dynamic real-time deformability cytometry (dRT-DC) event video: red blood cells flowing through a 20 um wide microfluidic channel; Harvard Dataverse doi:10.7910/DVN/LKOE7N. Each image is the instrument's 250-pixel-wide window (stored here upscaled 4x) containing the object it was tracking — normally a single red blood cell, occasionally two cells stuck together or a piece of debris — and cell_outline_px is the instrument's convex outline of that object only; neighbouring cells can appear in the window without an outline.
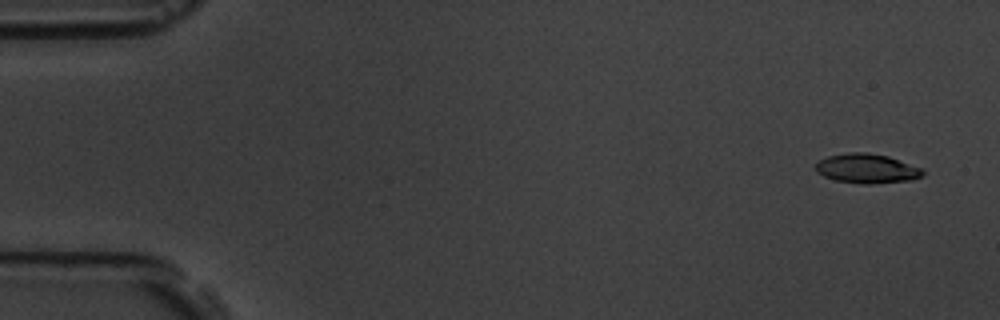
{"species": "common noctule bat (a hibernating species)", "species_latin": "Nyctalus noctula", "temperature_condition": "room temperature", "stored_images_in_passage": 12, "camera_frame_rate_fps": 3000, "um_per_image_px": 0.085, "animal": {"sex": "male", "body_mass_g": 19.5, "forearm_length_mm": 54.6}, "frame": {"image": 1, "passage_image": 3, "time_ms": 0.667, "image_size_px": [1000, 320], "cell_outline_px": [[924, 176], [912, 180], [868, 184], [864, 184], [836, 180], [824, 176], [816, 172], [816, 164], [820, 160], [828, 156], [848, 152], [868, 152], [888, 156], [924, 168]], "centroid_in_image_um": [73.73, 14.32], "position_along_channel_um": 11.3, "area_um2": 18.5}}